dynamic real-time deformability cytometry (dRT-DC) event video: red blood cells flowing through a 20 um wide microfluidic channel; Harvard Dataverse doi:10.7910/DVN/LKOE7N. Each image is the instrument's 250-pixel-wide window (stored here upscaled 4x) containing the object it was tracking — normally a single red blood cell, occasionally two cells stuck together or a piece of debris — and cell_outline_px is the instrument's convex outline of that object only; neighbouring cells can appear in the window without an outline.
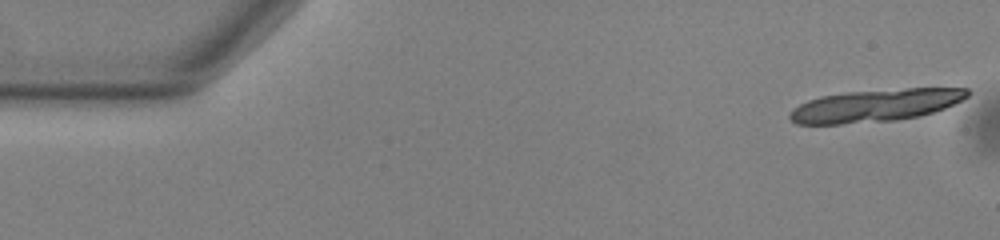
{"species": "common noctule bat (a hibernating species)", "species_latin": "Nyctalus noctula", "temperature_condition": "warm", "stored_images_in_passage": 17, "camera_frame_rate_fps": 3000, "um_per_image_px": 0.085, "animal": {"sex": "male", "body_mass_g": 13.0, "forearm_length_mm": 53.1}, "frame": {"image": 1, "passage_image": 1, "time_ms": 0.0, "image_size_px": [1000, 240], "cell_outline_px": [[968, 96], [944, 108], [920, 116], [896, 120], [840, 124], [796, 124], [788, 116], [792, 108], [808, 100], [820, 96], [848, 92], [904, 88], [968, 88]], "centroid_in_image_um": [74.37, 8.97], "position_along_channel_um": 10.6, "area_um2": 33.41}}